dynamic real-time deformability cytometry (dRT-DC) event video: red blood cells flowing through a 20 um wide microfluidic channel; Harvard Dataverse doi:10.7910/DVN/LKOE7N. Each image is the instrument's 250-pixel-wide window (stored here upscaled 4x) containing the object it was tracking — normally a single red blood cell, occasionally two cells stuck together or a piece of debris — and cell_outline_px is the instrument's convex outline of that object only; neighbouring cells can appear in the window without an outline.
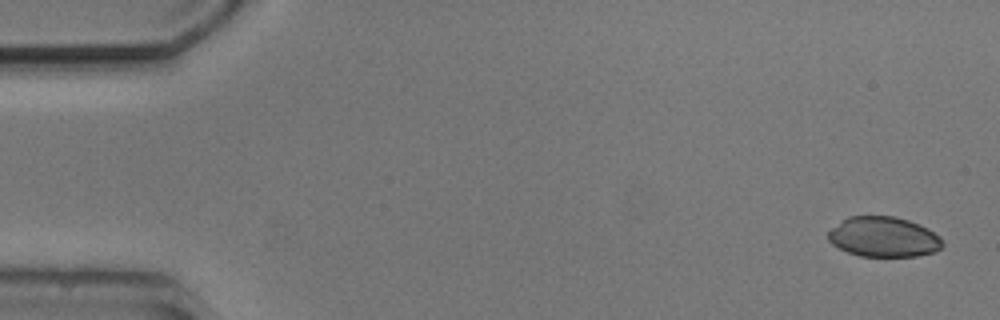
{"species": "common noctule bat (a hibernating species)", "species_latin": "Nyctalus noctula", "temperature_condition": "cold", "stored_images_in_passage": 6, "camera_frame_rate_fps": 3000, "um_per_image_px": 0.085, "animal": {"sex": "male", "body_mass_g": 20.5, "forearm_length_mm": 52.5}, "frame": {"image": 1, "passage_image": 1, "time_ms": 0.0, "image_size_px": [1000, 320], "cell_outline_px": [[944, 244], [936, 252], [916, 256], [860, 256], [848, 252], [832, 244], [828, 240], [828, 232], [832, 228], [848, 216], [896, 216], [920, 224], [928, 228], [940, 236]], "centroid_in_image_um": [75.13, 20.13], "position_along_channel_um": 9.9, "area_um2": 26.82}}
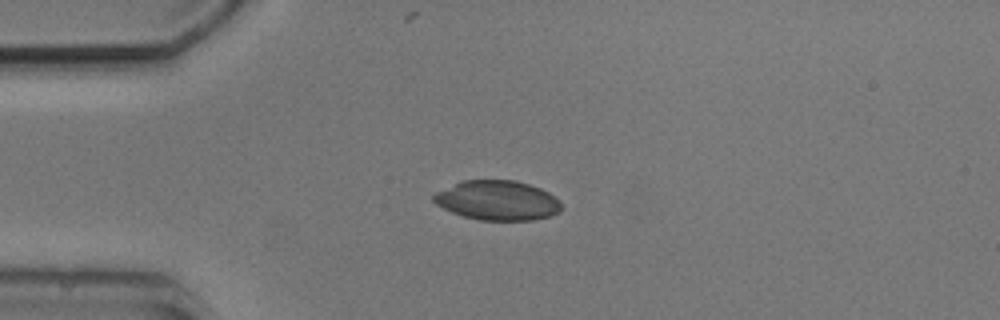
{"frame": {"image": 2, "passage_image": 4, "time_ms": 3.667, "image_size_px": [1000, 320], "cell_outline_px": [[560, 212], [548, 216], [532, 220], [480, 220], [464, 216], [452, 212], [436, 204], [432, 200], [432, 196], [436, 192], [460, 180], [516, 180], [540, 188], [548, 192], [560, 200]], "centroid_in_image_um": [42.26, 17.02], "position_along_channel_um": 42.7, "area_um2": 29.48}}